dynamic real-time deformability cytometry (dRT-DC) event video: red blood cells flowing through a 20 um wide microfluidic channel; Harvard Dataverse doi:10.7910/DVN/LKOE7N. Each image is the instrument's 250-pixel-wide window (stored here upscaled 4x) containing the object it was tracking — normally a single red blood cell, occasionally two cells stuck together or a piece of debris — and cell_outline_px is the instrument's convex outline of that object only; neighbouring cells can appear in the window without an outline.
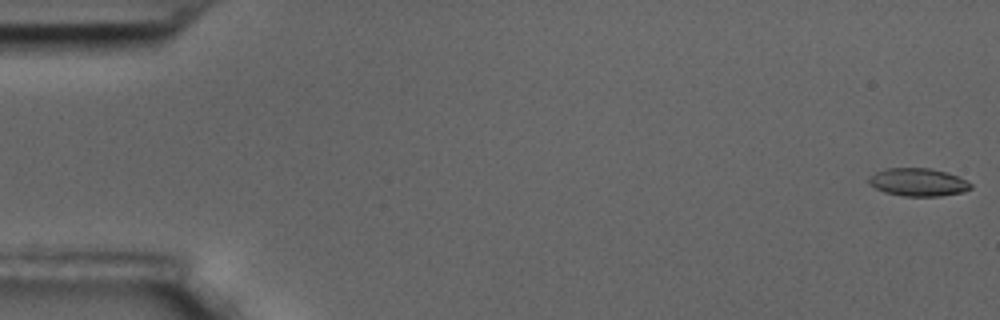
{"species": "common noctule bat (a hibernating species)", "species_latin": "Nyctalus noctula", "temperature_condition": "room temperature", "stored_images_in_passage": 58, "camera_frame_rate_fps": 3000, "um_per_image_px": 0.085, "animal": {"sex": "male", "body_mass_g": 17.5, "forearm_length_mm": 52.3}, "frame": {"image": 1, "passage_image": 1, "time_ms": 0.0, "image_size_px": [1000, 320], "cell_outline_px": [[972, 188], [964, 192], [940, 196], [904, 196], [884, 192], [876, 188], [868, 180], [868, 176], [884, 168], [928, 168], [948, 172], [972, 184]], "centroid_in_image_um": [78.04, 15.48], "position_along_channel_um": 7.0, "area_um2": 16.53}}
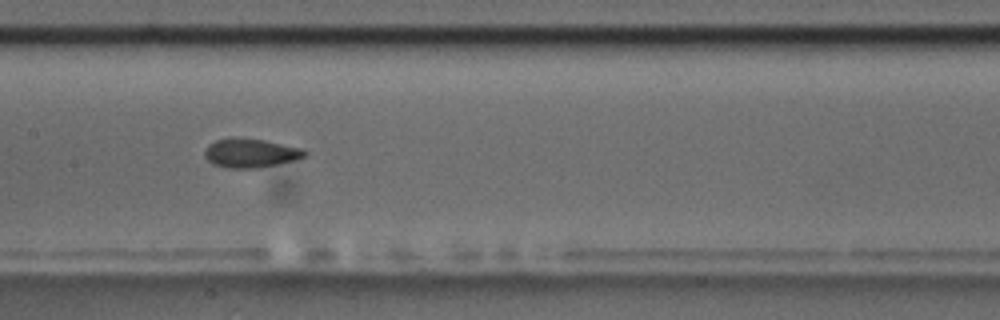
{"frame": {"image": 2, "passage_image": 29, "time_ms": 9.333, "image_size_px": [1000, 320], "cell_outline_px": [[308, 156], [296, 160], [256, 168], [228, 168], [212, 164], [204, 156], [204, 152], [208, 144], [216, 140], [228, 136], [264, 140], [304, 148], [308, 152]], "centroid_in_image_um": [21.31, 12.99], "position_along_channel_um": 186.1, "area_um2": 17.22}}
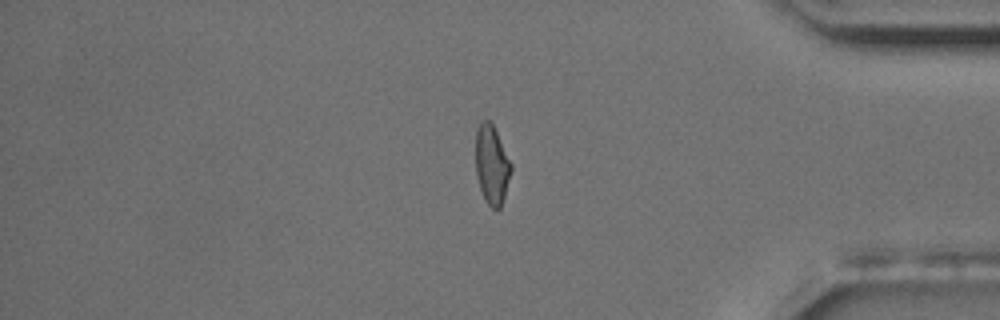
{"frame": {"image": 3, "passage_image": 49, "time_ms": 16.0, "image_size_px": [1000, 320], "cell_outline_px": [[512, 172], [500, 208], [496, 212], [484, 200], [476, 176], [476, 128], [480, 120], [492, 120], [512, 164]], "centroid_in_image_um": [41.8, 13.97], "position_along_channel_um": 393.4, "area_um2": 16.76}, "authors_computed_cell_mechanics": {"area_um2": 17.051, "velocity_mm_per_s": 3.4933, "shape_relaxation_time_tau1_ms": 7.9739, "shape_relaxation_time_tau2_ms": 2.2667, "deformation_change_tau1": 0.1916, "deformation_change_tau2": 0.0679}}